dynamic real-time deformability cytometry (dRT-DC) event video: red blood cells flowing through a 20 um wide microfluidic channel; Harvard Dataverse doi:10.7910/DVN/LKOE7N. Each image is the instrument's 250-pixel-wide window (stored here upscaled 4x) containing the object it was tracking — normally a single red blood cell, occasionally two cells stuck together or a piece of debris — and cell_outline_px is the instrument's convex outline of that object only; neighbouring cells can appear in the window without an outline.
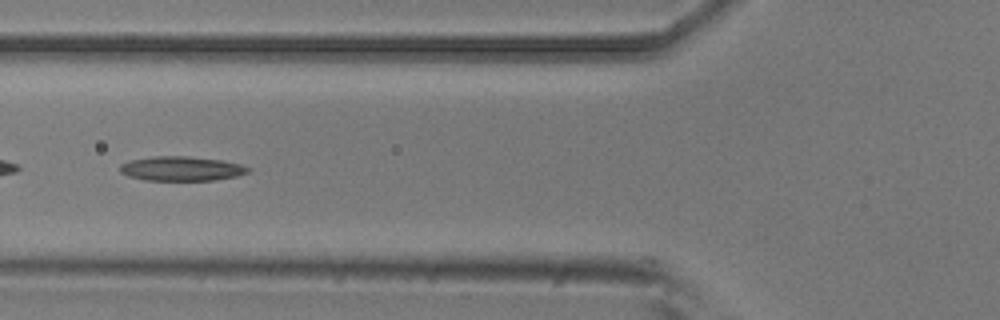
{"species": "common noctule bat (a hibernating species)", "species_latin": "Nyctalus noctula", "temperature_condition": "room temperature", "stored_images_in_passage": 4, "camera_frame_rate_fps": 3000, "um_per_image_px": 0.085, "animal": {"sex": "male", "body_mass_g": 20.5, "forearm_length_mm": 52.5}, "frame": {"image": 1, "passage_image": 4, "time_ms": 1.0, "image_size_px": [1000, 320], "cell_outline_px": [[252, 168], [248, 172], [236, 176], [216, 180], [144, 180], [128, 176], [120, 172], [120, 164], [128, 160], [156, 156], [188, 156], [220, 160], [240, 164]], "centroid_in_image_um": [15.4, 14.33], "position_along_channel_um": 110.4, "area_um2": 18.26}}